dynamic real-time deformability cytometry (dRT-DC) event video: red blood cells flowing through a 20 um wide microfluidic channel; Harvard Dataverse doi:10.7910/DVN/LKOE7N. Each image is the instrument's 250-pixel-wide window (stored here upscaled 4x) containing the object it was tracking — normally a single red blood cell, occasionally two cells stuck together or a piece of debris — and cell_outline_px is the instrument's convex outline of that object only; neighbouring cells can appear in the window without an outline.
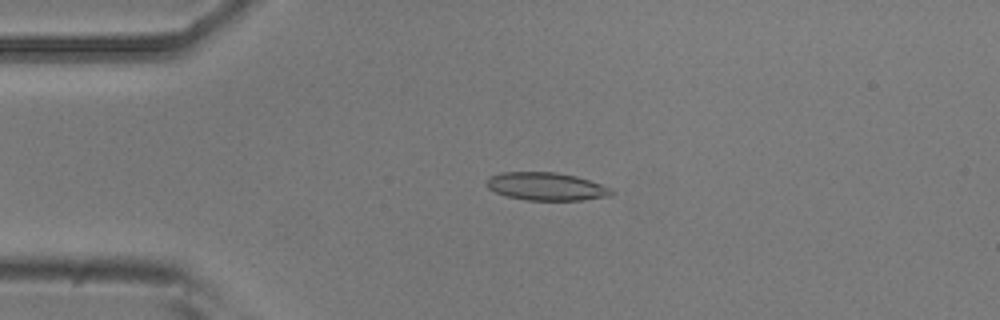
{"species": "common noctule bat (a hibernating species)", "species_latin": "Nyctalus noctula", "temperature_condition": "room temperature", "stored_images_in_passage": 44, "camera_frame_rate_fps": 3000, "um_per_image_px": 0.085, "animal": {"sex": "male", "body_mass_g": 20.5, "forearm_length_mm": 52.5}, "frame": {"image": 1, "passage_image": 2, "time_ms": 0.333, "image_size_px": [1000, 320], "cell_outline_px": [[616, 192], [612, 196], [580, 200], [524, 200], [504, 196], [488, 188], [484, 184], [488, 176], [500, 172], [556, 172], [576, 176], [612, 188]], "centroid_in_image_um": [46.4, 15.85], "position_along_channel_um": 38.6, "area_um2": 20.63}}
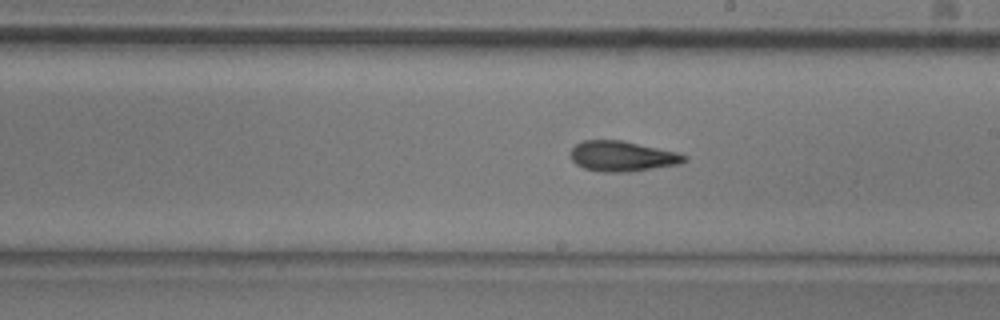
{"frame": {"image": 2, "passage_image": 20, "time_ms": 6.333, "image_size_px": [1000, 320], "cell_outline_px": [[688, 160], [680, 164], [628, 172], [604, 172], [584, 168], [576, 164], [572, 160], [572, 148], [576, 144], [584, 140], [620, 140], [676, 152], [688, 156]], "centroid_in_image_um": [52.91, 13.28], "position_along_channel_um": 236.1, "area_um2": 19.88}}
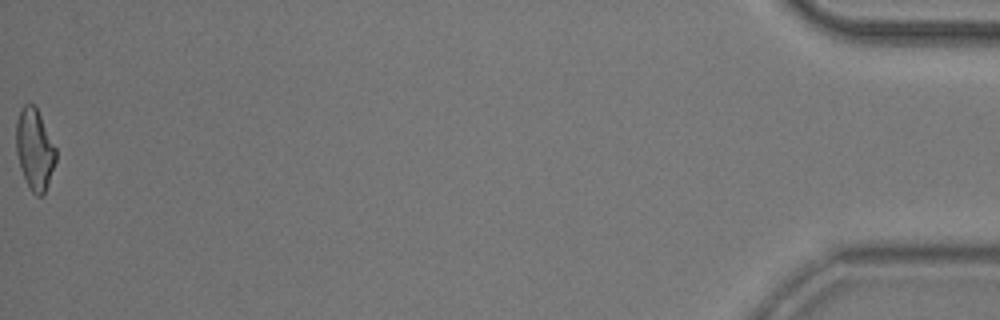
{"frame": {"image": 3, "passage_image": 44, "time_ms": 14.333, "image_size_px": [1000, 320], "cell_outline_px": [[56, 160], [44, 192], [40, 196], [36, 196], [28, 188], [20, 168], [16, 152], [16, 120], [20, 108], [24, 104], [32, 104], [36, 108], [56, 148]], "centroid_in_image_um": [2.91, 12.69], "position_along_channel_um": 432.3, "area_um2": 18.61}, "authors_computed_cell_mechanics": {"area_um2": 19.4497, "velocity_mm_per_s": 3.7274, "shape_relaxation_time_tau1_ms": 9.5536, "shape_relaxation_time_tau2_ms": 4.0872, "deformation_change_tau1": 0.2175, "deformation_change_tau2": 0.1186}}